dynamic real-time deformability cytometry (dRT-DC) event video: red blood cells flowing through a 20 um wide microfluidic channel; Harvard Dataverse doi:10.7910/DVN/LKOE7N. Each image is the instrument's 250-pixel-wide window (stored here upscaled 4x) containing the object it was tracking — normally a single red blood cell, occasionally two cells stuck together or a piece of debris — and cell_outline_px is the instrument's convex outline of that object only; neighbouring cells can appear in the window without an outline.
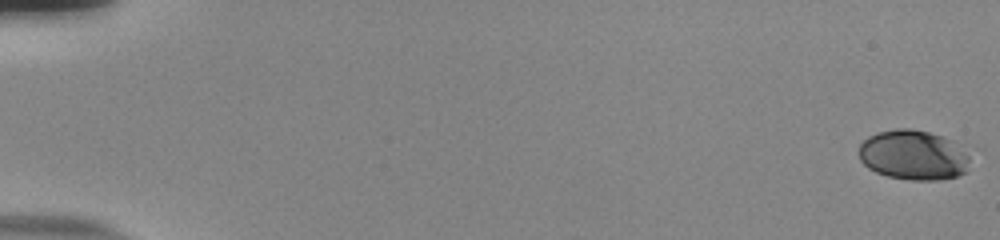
{"species": "human", "species_latin": "Homo sapiens", "temperature_condition": "room temperature", "stored_images_in_passage": 55, "camera_frame_rate_fps": 3000, "um_per_image_px": 0.085, "donor": {"sex": "male"}, "frame": {"image": 1, "passage_image": 1, "time_ms": 0.0, "image_size_px": [1000, 240], "cell_outline_px": [[968, 160], [964, 172], [956, 176], [940, 180], [912, 180], [888, 176], [876, 172], [868, 168], [860, 160], [860, 144], [868, 136], [876, 132], [896, 128], [912, 128], [928, 132], [952, 140], [968, 156]], "centroid_in_image_um": [77.58, 13.17], "position_along_channel_um": 7.4, "area_um2": 31.96}}
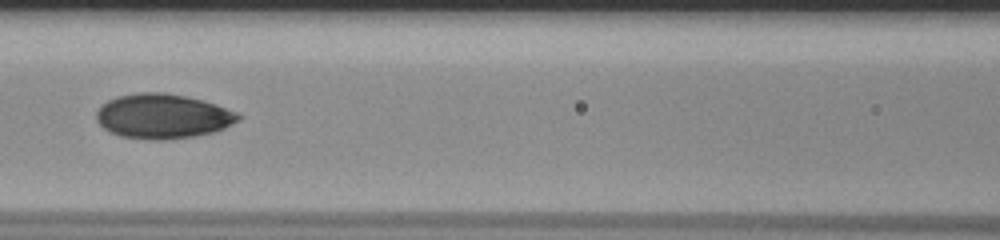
{"frame": {"image": 2, "passage_image": 27, "time_ms": 8.667, "image_size_px": [1000, 240], "cell_outline_px": [[244, 116], [240, 120], [224, 128], [212, 132], [192, 136], [164, 140], [152, 140], [120, 136], [108, 132], [96, 120], [96, 112], [108, 100], [120, 96], [140, 92], [164, 92], [184, 96], [216, 104], [236, 112]], "centroid_in_image_um": [13.84, 9.89], "position_along_channel_um": 152.8, "area_um2": 36.76}}
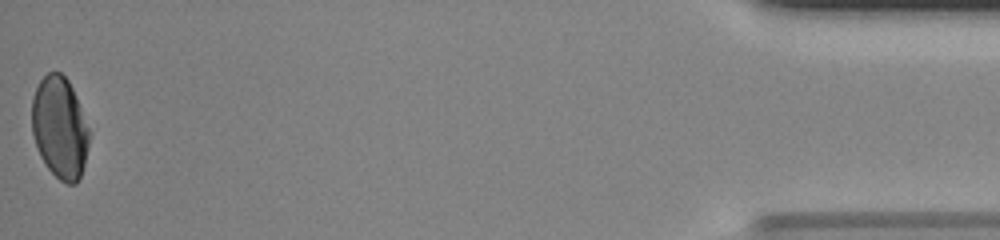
{"frame": {"image": 3, "passage_image": 55, "time_ms": 18.0, "image_size_px": [1000, 240], "cell_outline_px": [[88, 148], [84, 164], [80, 176], [76, 184], [68, 184], [60, 180], [48, 168], [40, 156], [32, 132], [32, 96], [40, 80], [48, 72], [60, 72], [68, 80], [76, 96], [88, 128]], "centroid_in_image_um": [5.06, 10.84], "position_along_channel_um": 430.1, "area_um2": 33.64}, "authors_computed_cell_mechanics": {"area_um2": 35.3158, "velocity_mm_per_s": 3.8733, "shape_relaxation_time_tau1_ms": 5.1655, "shape_relaxation_time_tau2_ms": 1.197, "deformation_change_tau1": 0.1465, "deformation_change_tau2": 0.0415}}